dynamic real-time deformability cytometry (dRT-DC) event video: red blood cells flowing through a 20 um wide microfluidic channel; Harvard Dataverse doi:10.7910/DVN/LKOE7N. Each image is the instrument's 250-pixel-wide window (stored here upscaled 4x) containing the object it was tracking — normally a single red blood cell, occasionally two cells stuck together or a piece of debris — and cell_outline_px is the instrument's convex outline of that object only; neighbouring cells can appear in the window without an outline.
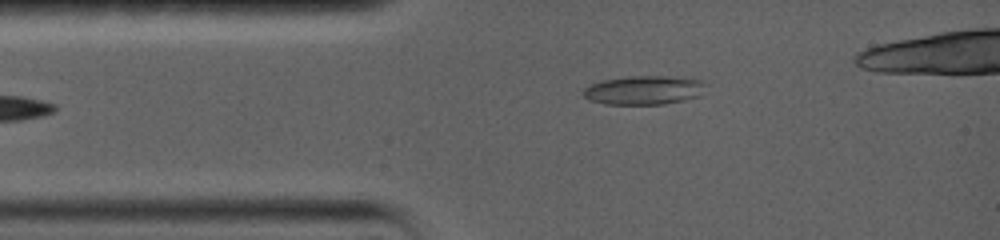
{"species": "common noctule bat (a hibernating species)", "species_latin": "Nyctalus noctula", "temperature_condition": "warm", "stored_images_in_passage": 7, "camera_frame_rate_fps": 5000, "um_per_image_px": 0.085, "animal": {"sex": "female", "body_mass_g": 19.0, "forearm_length_mm": 56.7}, "frame": {"image": 1, "passage_image": 7, "time_ms": 4.0, "image_size_px": [1000, 240], "cell_outline_px": [[704, 84], [700, 96], [684, 100], [664, 104], [604, 104], [588, 100], [580, 92], [584, 88], [600, 80], [628, 76], [692, 76], [700, 80]], "centroid_in_image_um": [54.72, 7.65], "position_along_channel_um": 30.3, "area_um2": 20.98}}